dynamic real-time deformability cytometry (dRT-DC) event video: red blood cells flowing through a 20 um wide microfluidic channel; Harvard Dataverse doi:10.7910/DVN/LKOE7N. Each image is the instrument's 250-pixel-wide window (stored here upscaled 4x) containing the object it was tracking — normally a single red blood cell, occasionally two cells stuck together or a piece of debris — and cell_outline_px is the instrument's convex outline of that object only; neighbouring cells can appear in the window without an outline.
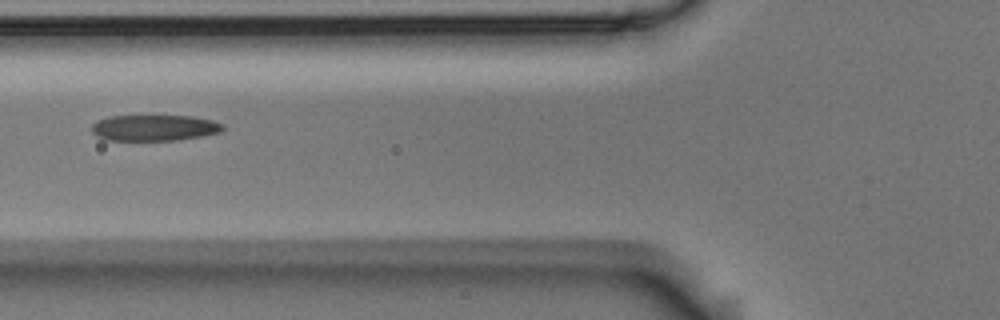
{"species": "Egyptian fruit bat (a non-hibernating species)", "species_latin": "Rousettus aegyptiacus", "temperature_condition": "room temperature", "stored_images_in_passage": 4, "camera_frame_rate_fps": 3000, "um_per_image_px": 0.085, "animal": {"sex": "male"}, "frame": {"image": 1, "passage_image": 4, "time_ms": 1.0, "image_size_px": [1000, 320], "cell_outline_px": [[224, 128], [220, 132], [180, 140], [104, 140], [96, 136], [92, 132], [92, 124], [96, 120], [108, 116], [192, 116], [212, 120], [224, 124]], "centroid_in_image_um": [13.09, 10.86], "position_along_channel_um": 112.7, "area_um2": 20.0}}